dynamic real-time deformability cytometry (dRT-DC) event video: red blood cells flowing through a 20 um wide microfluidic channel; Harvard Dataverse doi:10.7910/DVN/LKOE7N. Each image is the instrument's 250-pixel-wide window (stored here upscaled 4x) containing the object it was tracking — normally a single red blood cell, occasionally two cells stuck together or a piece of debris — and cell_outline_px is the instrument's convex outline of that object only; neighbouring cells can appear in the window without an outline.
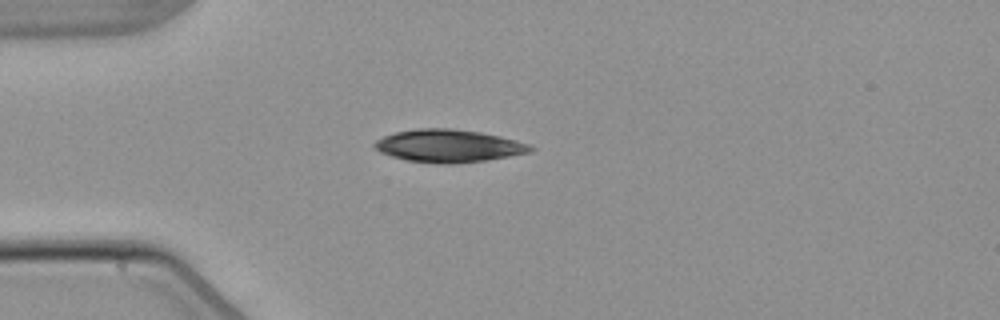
{"species": "common noctule bat (a hibernating species)", "species_latin": "Nyctalus noctula", "temperature_condition": "warm", "stored_images_in_passage": 1, "camera_frame_rate_fps": 3000, "um_per_image_px": 0.085, "animal": {"sex": "male", "body_mass_g": 21.5, "forearm_length_mm": 52.0}, "frame": {"image": 1, "passage_image": 1, "time_ms": 0.0, "image_size_px": [1000, 320], "cell_outline_px": [[536, 148], [532, 152], [484, 160], [408, 160], [392, 156], [380, 152], [372, 144], [376, 140], [384, 136], [396, 132], [416, 128], [448, 128], [480, 132], [500, 136], [516, 140], [528, 144]], "centroid_in_image_um": [38.14, 12.33], "position_along_channel_um": 46.9, "area_um2": 28.26}}